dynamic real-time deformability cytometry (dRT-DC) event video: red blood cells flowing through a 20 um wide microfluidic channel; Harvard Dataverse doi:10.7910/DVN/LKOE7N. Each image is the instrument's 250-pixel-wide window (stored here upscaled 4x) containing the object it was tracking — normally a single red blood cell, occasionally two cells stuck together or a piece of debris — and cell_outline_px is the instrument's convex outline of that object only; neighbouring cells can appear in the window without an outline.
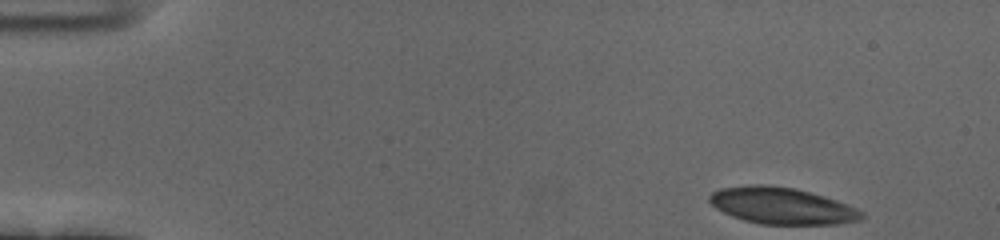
{"species": "human", "species_latin": "Homo sapiens", "temperature_condition": "cold", "stored_images_in_passage": 51, "camera_frame_rate_fps": 3000, "um_per_image_px": 0.085, "donor": {"sex": "female"}, "frame": {"image": 1, "passage_image": 1, "time_ms": 0.0, "image_size_px": [1000, 240], "cell_outline_px": [[864, 216], [860, 220], [836, 224], [760, 224], [744, 220], [732, 216], [716, 208], [708, 200], [708, 196], [712, 192], [720, 188], [752, 184], [760, 184], [796, 188], [824, 196], [836, 200], [856, 208], [864, 212]], "centroid_in_image_um": [66.45, 17.49], "position_along_channel_um": 18.6, "area_um2": 32.43}}
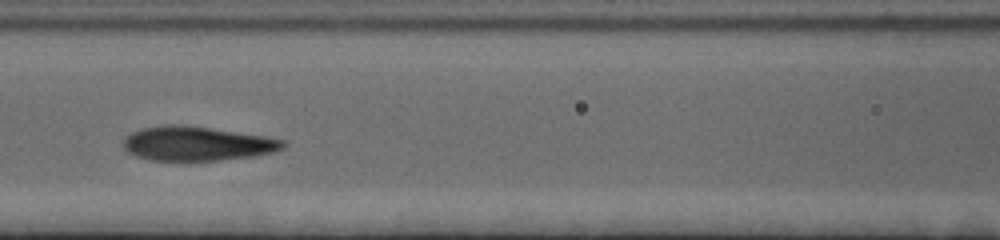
{"frame": {"image": 2, "passage_image": 21, "time_ms": 6.667, "image_size_px": [1000, 240], "cell_outline_px": [[288, 144], [284, 148], [272, 152], [252, 156], [184, 164], [152, 160], [136, 156], [128, 152], [124, 148], [124, 140], [132, 132], [144, 128], [168, 124], [176, 124], [208, 128], [264, 136], [284, 140]], "centroid_in_image_um": [16.73, 12.25], "position_along_channel_um": 149.9, "area_um2": 32.31}}
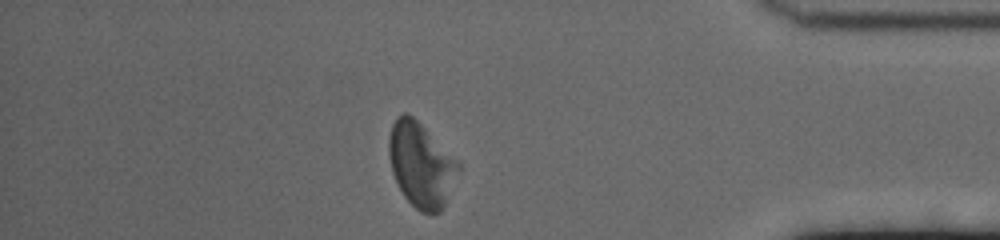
{"frame": {"image": 3, "passage_image": 44, "time_ms": 14.333, "image_size_px": [1000, 240], "cell_outline_px": [[460, 168], [444, 208], [440, 212], [420, 212], [404, 196], [392, 172], [388, 156], [388, 136], [392, 124], [396, 116], [404, 112], [408, 112], [460, 164]], "centroid_in_image_um": [35.75, 14.01], "position_along_channel_um": 399.4, "area_um2": 33.81}, "authors_computed_cell_mechanics": {"area_um2": 32.946, "velocity_mm_per_s": 3.6477, "shape_relaxation_time_tau1_ms": 3.3558, "shape_relaxation_time_tau2_ms": 1.6528, "deformation_change_tau1": 0.1677, "deformation_change_tau2": 0.093}}